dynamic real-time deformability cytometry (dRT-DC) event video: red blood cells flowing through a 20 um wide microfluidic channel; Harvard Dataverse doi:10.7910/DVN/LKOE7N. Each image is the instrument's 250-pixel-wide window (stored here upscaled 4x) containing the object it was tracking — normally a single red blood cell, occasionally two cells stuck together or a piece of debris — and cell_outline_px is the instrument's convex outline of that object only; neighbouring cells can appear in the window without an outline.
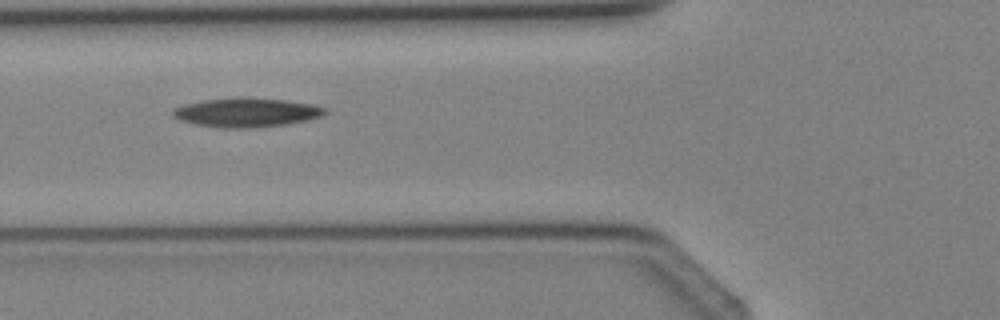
{"species": "Egyptian fruit bat (a non-hibernating species)", "species_latin": "Rousettus aegyptiacus", "temperature_condition": "cold", "stored_images_in_passage": 4, "camera_frame_rate_fps": 3000, "um_per_image_px": 0.085, "animal": {"sex": "female"}, "frame": {"image": 1, "passage_image": 3, "time_ms": 2.333, "image_size_px": [1000, 320], "cell_outline_px": [[328, 112], [320, 116], [308, 120], [288, 124], [248, 128], [224, 128], [196, 124], [180, 120], [172, 116], [172, 108], [184, 104], [204, 100], [240, 96], [244, 96], [288, 100], [312, 104], [328, 108]], "centroid_in_image_um": [20.96, 9.54], "position_along_channel_um": 104.8, "area_um2": 26.18}}
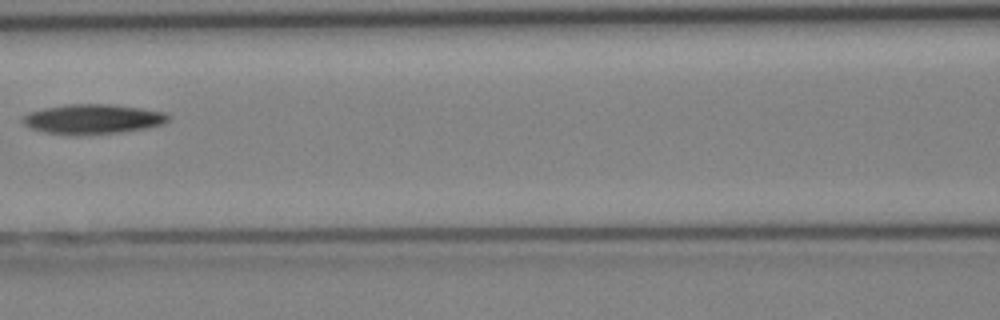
{"frame": {"image": 2, "passage_image": 4, "time_ms": 3.333, "image_size_px": [1000, 320], "cell_outline_px": [[172, 116], [164, 124], [148, 128], [124, 132], [68, 136], [44, 132], [32, 128], [24, 124], [24, 116], [28, 112], [44, 108], [68, 104], [112, 104], [140, 108], [164, 112]], "centroid_in_image_um": [7.92, 10.13], "position_along_channel_um": 158.7, "area_um2": 25.49}}